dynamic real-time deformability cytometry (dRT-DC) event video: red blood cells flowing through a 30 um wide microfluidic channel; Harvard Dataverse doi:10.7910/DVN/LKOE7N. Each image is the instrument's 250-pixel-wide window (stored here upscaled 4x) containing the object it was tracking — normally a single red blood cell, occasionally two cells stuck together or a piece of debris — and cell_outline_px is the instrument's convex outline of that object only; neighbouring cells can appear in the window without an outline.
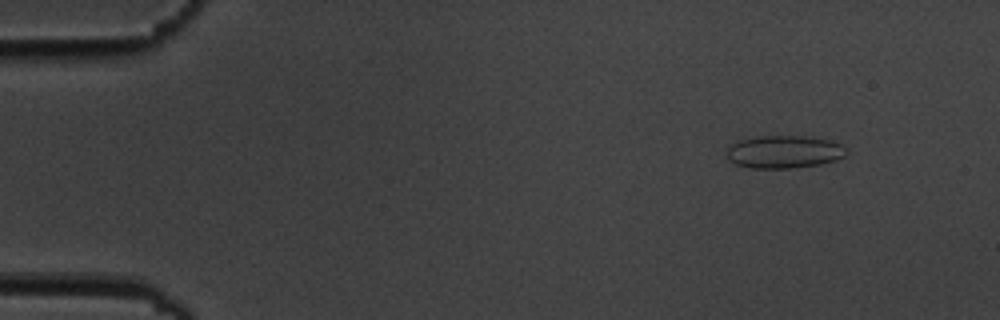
{"species": "common noctule bat (a hibernating species)", "species_latin": "Nyctalus noctula", "temperature_condition": "cold", "stored_images_in_passage": 15, "camera_frame_rate_fps": 3000, "um_per_image_px": 0.085, "animal": {"sex": "male", "body_mass_g": 19.5, "forearm_length_mm": 54.6}, "frame": {"image": 1, "passage_image": 2, "time_ms": 1.333, "image_size_px": [1000, 320], "cell_outline_px": [[848, 152], [844, 156], [836, 160], [820, 164], [792, 168], [752, 168], [736, 164], [728, 160], [728, 148], [732, 144], [740, 140], [756, 136], [812, 136], [832, 140], [844, 144], [848, 148]], "centroid_in_image_um": [66.72, 12.89], "position_along_channel_um": 18.3, "area_um2": 23.12}}
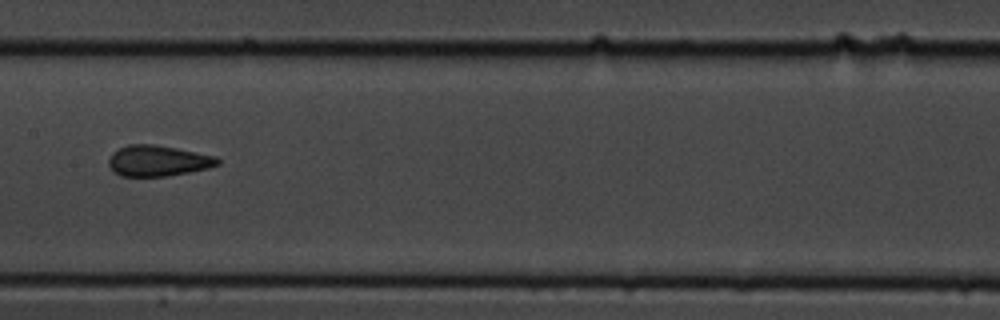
{"frame": {"image": 2, "passage_image": 8, "time_ms": 9.0, "image_size_px": [1000, 320], "cell_outline_px": [[220, 164], [208, 168], [188, 172], [164, 176], [120, 176], [112, 172], [108, 164], [108, 160], [112, 152], [128, 144], [152, 144], [176, 148], [216, 156], [220, 160]], "centroid_in_image_um": [13.39, 13.67], "position_along_channel_um": 194.0, "area_um2": 19.59}}
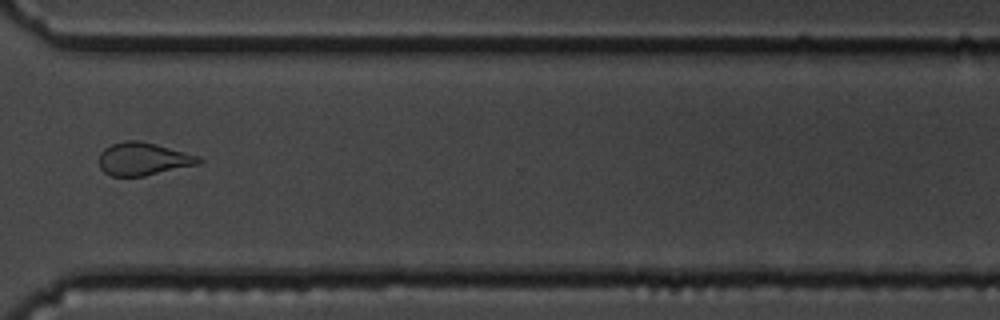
{"frame": {"image": 3, "passage_image": 12, "time_ms": 13.667, "image_size_px": [1000, 320], "cell_outline_px": [[204, 160], [200, 164], [144, 176], [112, 176], [104, 172], [100, 168], [100, 152], [104, 148], [112, 144], [128, 140], [140, 140], [156, 144], [200, 156]], "centroid_in_image_um": [12.2, 13.51], "position_along_channel_um": 358.4, "area_um2": 19.13}, "authors_computed_cell_mechanics": {"area_um2": 19.4208, "velocity_mm_per_s": 3.5398, "shape_relaxation_time_tau1_ms": 6.0394, "shape_relaxation_time_tau2_ms": 1.055, "deformation_change_tau1": 0.1519, "deformation_change_tau2": 0.096}}